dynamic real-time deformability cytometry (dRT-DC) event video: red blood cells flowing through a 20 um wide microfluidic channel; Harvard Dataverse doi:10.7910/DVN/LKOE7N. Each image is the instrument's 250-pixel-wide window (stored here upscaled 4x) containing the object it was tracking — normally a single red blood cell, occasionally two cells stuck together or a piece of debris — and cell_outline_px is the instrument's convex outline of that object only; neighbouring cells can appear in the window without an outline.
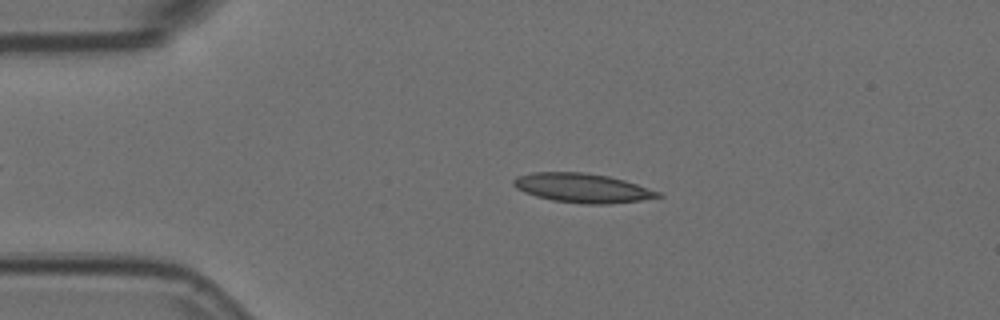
{"species": "Egyptian fruit bat (a non-hibernating species)", "species_latin": "Rousettus aegyptiacus", "temperature_condition": "room temperature", "stored_images_in_passage": 6, "camera_frame_rate_fps": 3000, "um_per_image_px": 0.085, "animal": {"sex": "female"}, "frame": {"image": 1, "passage_image": 4, "time_ms": 1.0, "image_size_px": [1000, 320], "cell_outline_px": [[664, 196], [640, 200], [608, 204], [580, 204], [552, 200], [536, 196], [524, 192], [516, 188], [512, 184], [512, 180], [516, 176], [532, 172], [584, 172], [608, 176], [624, 180], [660, 192]], "centroid_in_image_um": [49.46, 15.98], "position_along_channel_um": 35.5, "area_um2": 24.62}}